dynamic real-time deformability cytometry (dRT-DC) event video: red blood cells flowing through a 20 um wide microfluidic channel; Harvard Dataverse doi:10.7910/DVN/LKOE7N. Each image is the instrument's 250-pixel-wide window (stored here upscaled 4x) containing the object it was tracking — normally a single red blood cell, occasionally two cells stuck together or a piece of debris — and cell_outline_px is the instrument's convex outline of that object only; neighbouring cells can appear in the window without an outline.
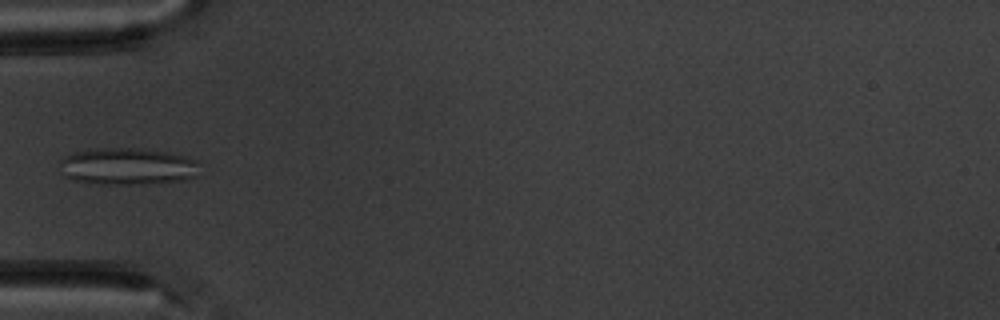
{"species": "common noctule bat (a hibernating species)", "species_latin": "Nyctalus noctula", "temperature_condition": "warm", "stored_images_in_passage": 6, "camera_frame_rate_fps": 3000, "um_per_image_px": 0.085, "animal": {"sex": "male", "body_mass_g": 20.1, "forearm_length_mm": 53.5}, "frame": {"image": 1, "passage_image": 5, "time_ms": 4.667, "image_size_px": [1000, 320], "cell_outline_px": [[196, 176], [184, 180], [148, 184], [100, 184], [72, 180], [64, 176], [60, 164], [60, 160], [64, 156], [76, 152], [100, 148], [140, 148], [168, 152], [184, 156], [196, 160]], "centroid_in_image_um": [10.81, 14.15], "position_along_channel_um": 74.2, "area_um2": 30.06}}
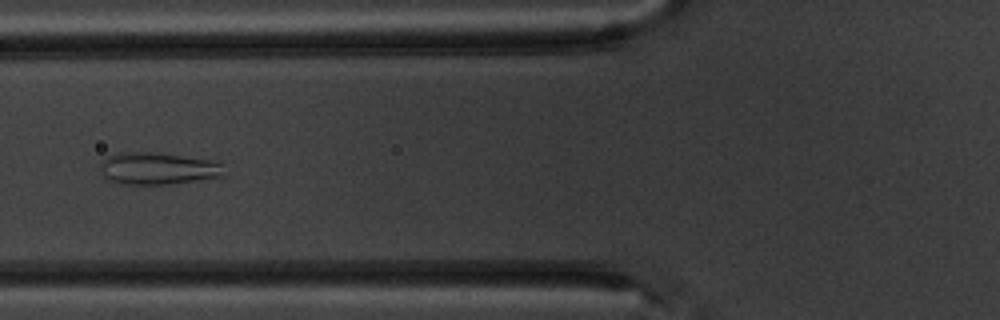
{"frame": {"image": 2, "passage_image": 6, "time_ms": 5.667, "image_size_px": [1000, 320], "cell_outline_px": [[224, 172], [220, 176], [168, 184], [120, 184], [108, 180], [100, 172], [100, 164], [108, 156], [124, 152], [148, 152], [216, 160], [224, 164]], "centroid_in_image_um": [13.4, 14.32], "position_along_channel_um": 112.4, "area_um2": 23.0}}